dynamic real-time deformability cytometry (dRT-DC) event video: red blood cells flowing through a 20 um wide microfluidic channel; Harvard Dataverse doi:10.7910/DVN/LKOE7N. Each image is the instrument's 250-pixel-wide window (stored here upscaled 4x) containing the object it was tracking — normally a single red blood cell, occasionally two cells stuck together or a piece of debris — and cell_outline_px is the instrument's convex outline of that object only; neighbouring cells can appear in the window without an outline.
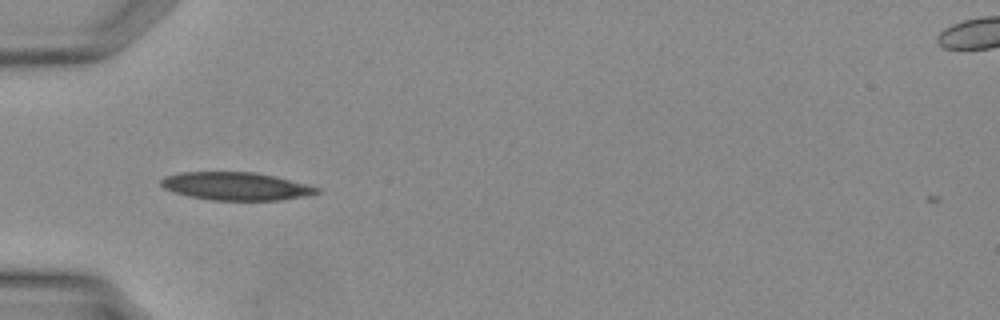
{"species": "Egyptian fruit bat (a non-hibernating species)", "species_latin": "Rousettus aegyptiacus", "temperature_condition": "warm", "stored_images_in_passage": 3, "camera_frame_rate_fps": 3000, "um_per_image_px": 0.085, "animal": {"sex": "female"}, "frame": {"image": 1, "passage_image": 1, "time_ms": 0.0, "image_size_px": [1000, 320], "cell_outline_px": [[320, 192], [308, 196], [280, 200], [212, 200], [188, 196], [164, 188], [160, 184], [160, 180], [164, 176], [180, 172], [256, 172], [308, 184], [320, 188]], "centroid_in_image_um": [20.07, 15.82], "position_along_channel_um": 64.9, "area_um2": 25.43}}